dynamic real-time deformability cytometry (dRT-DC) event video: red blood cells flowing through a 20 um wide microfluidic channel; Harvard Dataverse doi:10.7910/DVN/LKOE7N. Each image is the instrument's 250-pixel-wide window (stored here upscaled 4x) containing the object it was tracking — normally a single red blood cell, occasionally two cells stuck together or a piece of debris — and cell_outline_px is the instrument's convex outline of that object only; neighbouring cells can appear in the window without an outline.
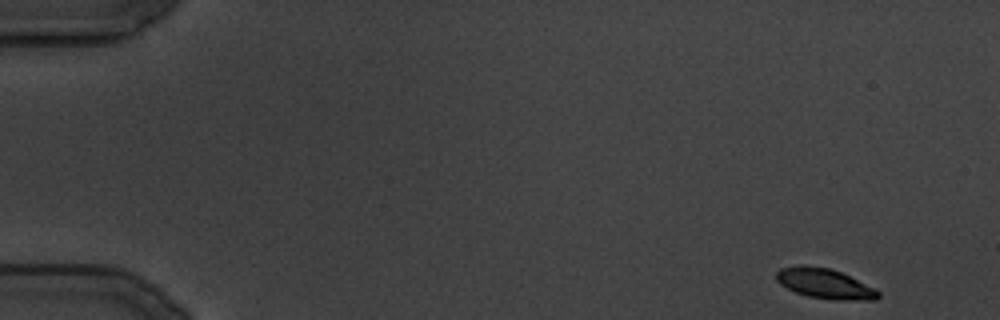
{"species": "common noctule bat (a hibernating species)", "species_latin": "Nyctalus noctula", "temperature_condition": "cold", "stored_images_in_passage": 119, "camera_frame_rate_fps": 3000, "um_per_image_px": 0.085, "animal": {"sex": "male", "body_mass_g": 19.5, "forearm_length_mm": 54.6}, "frame": {"image": 1, "passage_image": 1, "time_ms": 0.0, "image_size_px": [1000, 320], "cell_outline_px": [[880, 296], [876, 300], [836, 300], [808, 296], [796, 292], [780, 284], [776, 280], [776, 272], [780, 268], [800, 264], [804, 264], [828, 268], [840, 272], [876, 288], [880, 292]], "centroid_in_image_um": [70.11, 24.1], "position_along_channel_um": 14.9, "area_um2": 17.92}}
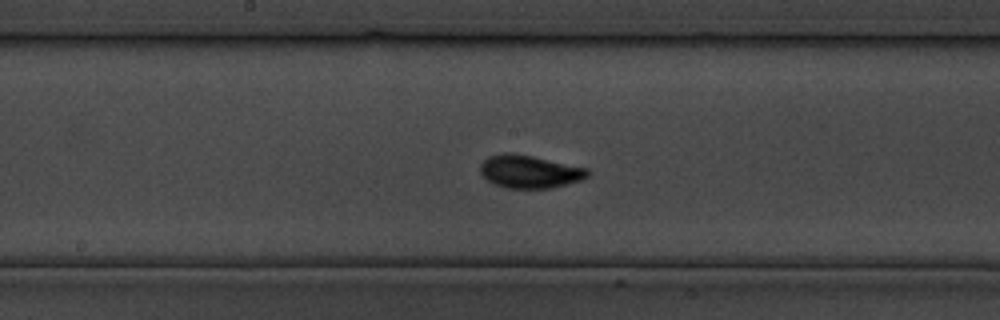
{"frame": {"image": 2, "passage_image": 60, "time_ms": 19.667, "image_size_px": [1000, 320], "cell_outline_px": [[588, 176], [580, 180], [552, 188], [504, 188], [488, 180], [480, 172], [480, 164], [488, 156], [504, 152], [512, 152], [532, 156], [588, 168]], "centroid_in_image_um": [44.99, 14.57], "position_along_channel_um": 203.2, "area_um2": 20.52}}
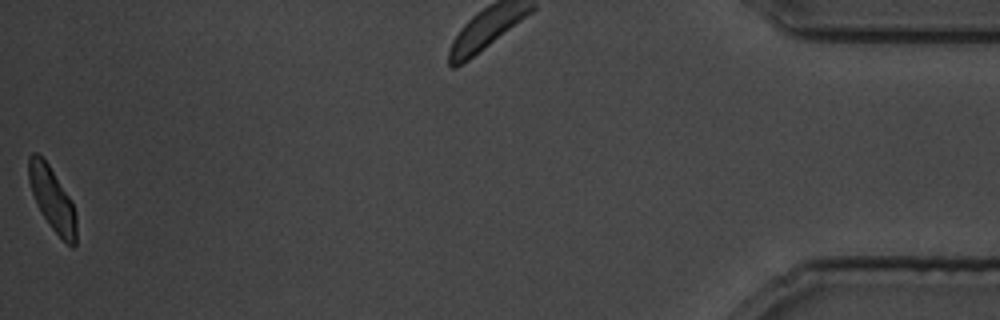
{"frame": {"image": 3, "passage_image": 119, "time_ms": 39.333, "image_size_px": [1000, 320], "cell_outline_px": [[76, 244], [72, 248], [52, 228], [36, 204], [28, 180], [28, 156], [32, 152], [36, 152], [48, 164], [72, 200], [76, 212]], "centroid_in_image_um": [4.44, 16.9], "position_along_channel_um": 430.8, "area_um2": 17.51}}